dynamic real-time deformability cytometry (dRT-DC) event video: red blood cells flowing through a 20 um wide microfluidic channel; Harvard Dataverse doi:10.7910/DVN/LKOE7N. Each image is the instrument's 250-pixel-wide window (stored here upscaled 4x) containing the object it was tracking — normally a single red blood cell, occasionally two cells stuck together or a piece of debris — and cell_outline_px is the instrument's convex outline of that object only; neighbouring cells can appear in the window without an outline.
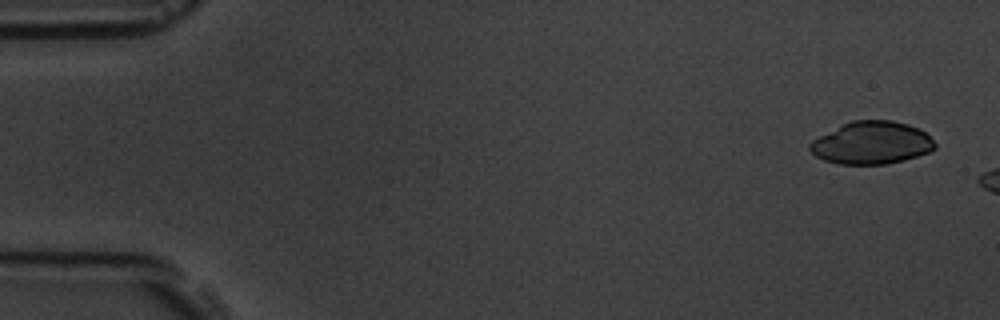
{"species": "common noctule bat (a hibernating species)", "species_latin": "Nyctalus noctula", "temperature_condition": "room temperature", "stored_images_in_passage": 3, "camera_frame_rate_fps": 3000, "um_per_image_px": 0.085, "animal": {"sex": "male", "body_mass_g": 19.5, "forearm_length_mm": 54.6}, "frame": {"image": 1, "passage_image": 1, "time_ms": 0.0, "image_size_px": [1000, 320], "cell_outline_px": [[936, 148], [928, 152], [904, 160], [884, 164], [840, 164], [824, 160], [816, 156], [808, 148], [808, 144], [812, 140], [852, 120], [892, 120], [908, 124], [924, 132], [936, 144]], "centroid_in_image_um": [74.08, 12.15], "position_along_channel_um": 10.9, "area_um2": 30.69}}